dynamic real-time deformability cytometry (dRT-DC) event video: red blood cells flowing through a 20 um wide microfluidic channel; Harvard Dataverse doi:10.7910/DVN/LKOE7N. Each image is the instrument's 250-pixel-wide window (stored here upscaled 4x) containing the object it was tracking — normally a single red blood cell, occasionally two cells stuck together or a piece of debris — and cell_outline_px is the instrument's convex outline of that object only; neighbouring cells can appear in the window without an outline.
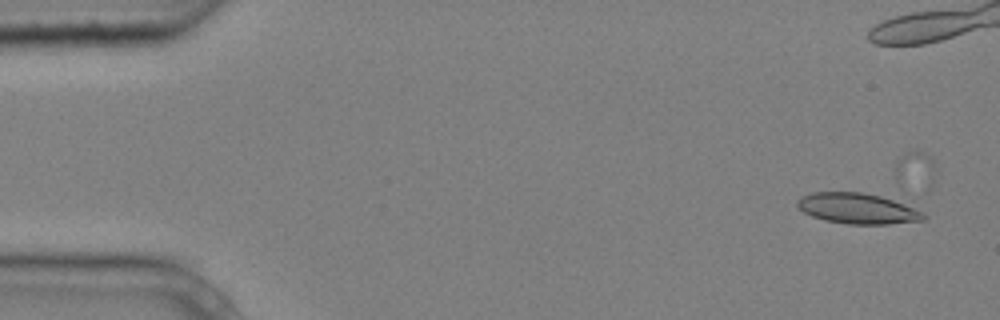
{"species": "common noctule bat (a hibernating species)", "species_latin": "Nyctalus noctula", "temperature_condition": "cold", "stored_images_in_passage": 5, "camera_frame_rate_fps": 3000, "um_per_image_px": 0.085, "animal": {"sex": "male", "body_mass_g": 20.4}, "frame": {"image": 1, "passage_image": 1, "time_ms": 0.0, "image_size_px": [1000, 320], "cell_outline_px": [[928, 216], [924, 220], [888, 224], [848, 224], [824, 220], [812, 216], [804, 212], [796, 204], [796, 200], [800, 196], [812, 192], [860, 192], [880, 196], [892, 200], [924, 212]], "centroid_in_image_um": [72.87, 17.72], "position_along_channel_um": 12.1, "area_um2": 22.43}}